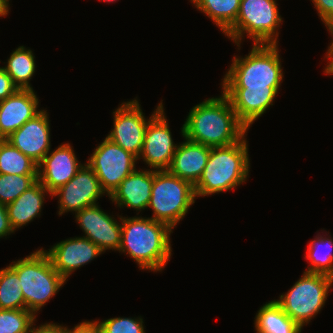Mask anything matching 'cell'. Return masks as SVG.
Segmentation results:
<instances>
[{"label":"cell","instance_id":"obj_1","mask_svg":"<svg viewBox=\"0 0 333 333\" xmlns=\"http://www.w3.org/2000/svg\"><path fill=\"white\" fill-rule=\"evenodd\" d=\"M191 108L181 127V135L189 141L210 148L239 142L249 130L237 117L230 100L221 92Z\"/></svg>","mask_w":333,"mask_h":333},{"label":"cell","instance_id":"obj_2","mask_svg":"<svg viewBox=\"0 0 333 333\" xmlns=\"http://www.w3.org/2000/svg\"><path fill=\"white\" fill-rule=\"evenodd\" d=\"M121 221V245L119 253H127L140 270L161 272L172 255L167 224L144 217H119Z\"/></svg>","mask_w":333,"mask_h":333},{"label":"cell","instance_id":"obj_3","mask_svg":"<svg viewBox=\"0 0 333 333\" xmlns=\"http://www.w3.org/2000/svg\"><path fill=\"white\" fill-rule=\"evenodd\" d=\"M222 89L280 88L283 80L278 44H253L245 57L234 55Z\"/></svg>","mask_w":333,"mask_h":333},{"label":"cell","instance_id":"obj_4","mask_svg":"<svg viewBox=\"0 0 333 333\" xmlns=\"http://www.w3.org/2000/svg\"><path fill=\"white\" fill-rule=\"evenodd\" d=\"M246 136L232 145L211 148L202 175L194 185L196 198L231 191L246 182L250 172Z\"/></svg>","mask_w":333,"mask_h":333},{"label":"cell","instance_id":"obj_5","mask_svg":"<svg viewBox=\"0 0 333 333\" xmlns=\"http://www.w3.org/2000/svg\"><path fill=\"white\" fill-rule=\"evenodd\" d=\"M9 267L18 275L26 309L35 316L66 283V280L53 268L43 248L12 262Z\"/></svg>","mask_w":333,"mask_h":333},{"label":"cell","instance_id":"obj_6","mask_svg":"<svg viewBox=\"0 0 333 333\" xmlns=\"http://www.w3.org/2000/svg\"><path fill=\"white\" fill-rule=\"evenodd\" d=\"M194 186L168 170H153V184L148 207L153 220L163 222L172 229L184 218L195 203Z\"/></svg>","mask_w":333,"mask_h":333},{"label":"cell","instance_id":"obj_7","mask_svg":"<svg viewBox=\"0 0 333 333\" xmlns=\"http://www.w3.org/2000/svg\"><path fill=\"white\" fill-rule=\"evenodd\" d=\"M277 5L276 0H241L236 22L224 35L238 47L245 34L253 44H278L282 17Z\"/></svg>","mask_w":333,"mask_h":333},{"label":"cell","instance_id":"obj_8","mask_svg":"<svg viewBox=\"0 0 333 333\" xmlns=\"http://www.w3.org/2000/svg\"><path fill=\"white\" fill-rule=\"evenodd\" d=\"M332 286L331 276L304 271L288 292L275 301L303 329L321 311Z\"/></svg>","mask_w":333,"mask_h":333},{"label":"cell","instance_id":"obj_9","mask_svg":"<svg viewBox=\"0 0 333 333\" xmlns=\"http://www.w3.org/2000/svg\"><path fill=\"white\" fill-rule=\"evenodd\" d=\"M138 158L105 138L98 144L87 164L95 172L102 189L109 197L121 181L136 170Z\"/></svg>","mask_w":333,"mask_h":333},{"label":"cell","instance_id":"obj_10","mask_svg":"<svg viewBox=\"0 0 333 333\" xmlns=\"http://www.w3.org/2000/svg\"><path fill=\"white\" fill-rule=\"evenodd\" d=\"M138 100L123 102L113 112V129L106 136L124 150L139 158L141 154L144 134L149 121L163 108L162 101L147 120L142 112Z\"/></svg>","mask_w":333,"mask_h":333},{"label":"cell","instance_id":"obj_11","mask_svg":"<svg viewBox=\"0 0 333 333\" xmlns=\"http://www.w3.org/2000/svg\"><path fill=\"white\" fill-rule=\"evenodd\" d=\"M104 194L106 193L95 172L85 163L70 181L52 193V197H58L60 216L65 212L76 213L85 207L96 205Z\"/></svg>","mask_w":333,"mask_h":333},{"label":"cell","instance_id":"obj_12","mask_svg":"<svg viewBox=\"0 0 333 333\" xmlns=\"http://www.w3.org/2000/svg\"><path fill=\"white\" fill-rule=\"evenodd\" d=\"M177 145L167 122L164 107L149 121L145 134L141 154L143 159L153 170H167L172 162Z\"/></svg>","mask_w":333,"mask_h":333},{"label":"cell","instance_id":"obj_13","mask_svg":"<svg viewBox=\"0 0 333 333\" xmlns=\"http://www.w3.org/2000/svg\"><path fill=\"white\" fill-rule=\"evenodd\" d=\"M75 219L84 237L91 240L103 252L118 251L121 245V223L104 212L98 204L85 207L75 213Z\"/></svg>","mask_w":333,"mask_h":333},{"label":"cell","instance_id":"obj_14","mask_svg":"<svg viewBox=\"0 0 333 333\" xmlns=\"http://www.w3.org/2000/svg\"><path fill=\"white\" fill-rule=\"evenodd\" d=\"M69 143L49 151L38 163L37 180L52 194L70 181L83 166ZM51 152V153H50Z\"/></svg>","mask_w":333,"mask_h":333},{"label":"cell","instance_id":"obj_15","mask_svg":"<svg viewBox=\"0 0 333 333\" xmlns=\"http://www.w3.org/2000/svg\"><path fill=\"white\" fill-rule=\"evenodd\" d=\"M53 268L67 281L75 270L104 253L86 237H75L56 243L45 250Z\"/></svg>","mask_w":333,"mask_h":333},{"label":"cell","instance_id":"obj_16","mask_svg":"<svg viewBox=\"0 0 333 333\" xmlns=\"http://www.w3.org/2000/svg\"><path fill=\"white\" fill-rule=\"evenodd\" d=\"M49 122L47 110L42 109L39 114L24 123L6 140L38 164L51 150Z\"/></svg>","mask_w":333,"mask_h":333},{"label":"cell","instance_id":"obj_17","mask_svg":"<svg viewBox=\"0 0 333 333\" xmlns=\"http://www.w3.org/2000/svg\"><path fill=\"white\" fill-rule=\"evenodd\" d=\"M38 107L39 99L33 89H18L0 101V139H6L39 114L42 109Z\"/></svg>","mask_w":333,"mask_h":333},{"label":"cell","instance_id":"obj_18","mask_svg":"<svg viewBox=\"0 0 333 333\" xmlns=\"http://www.w3.org/2000/svg\"><path fill=\"white\" fill-rule=\"evenodd\" d=\"M279 88L223 89L238 119L249 129L273 105Z\"/></svg>","mask_w":333,"mask_h":333},{"label":"cell","instance_id":"obj_19","mask_svg":"<svg viewBox=\"0 0 333 333\" xmlns=\"http://www.w3.org/2000/svg\"><path fill=\"white\" fill-rule=\"evenodd\" d=\"M153 184V169L135 170L124 178L109 196L118 207L142 211L148 208Z\"/></svg>","mask_w":333,"mask_h":333},{"label":"cell","instance_id":"obj_20","mask_svg":"<svg viewBox=\"0 0 333 333\" xmlns=\"http://www.w3.org/2000/svg\"><path fill=\"white\" fill-rule=\"evenodd\" d=\"M178 144L170 167L171 174L190 182L193 186L198 182L207 164L211 148L184 138Z\"/></svg>","mask_w":333,"mask_h":333},{"label":"cell","instance_id":"obj_21","mask_svg":"<svg viewBox=\"0 0 333 333\" xmlns=\"http://www.w3.org/2000/svg\"><path fill=\"white\" fill-rule=\"evenodd\" d=\"M52 194L37 180L12 203L6 205L10 225L14 232L34 218L40 217L45 194Z\"/></svg>","mask_w":333,"mask_h":333},{"label":"cell","instance_id":"obj_22","mask_svg":"<svg viewBox=\"0 0 333 333\" xmlns=\"http://www.w3.org/2000/svg\"><path fill=\"white\" fill-rule=\"evenodd\" d=\"M256 333H301L302 328L275 301L260 307L254 320Z\"/></svg>","mask_w":333,"mask_h":333},{"label":"cell","instance_id":"obj_23","mask_svg":"<svg viewBox=\"0 0 333 333\" xmlns=\"http://www.w3.org/2000/svg\"><path fill=\"white\" fill-rule=\"evenodd\" d=\"M6 64L2 68L18 89H33L30 79L35 74L36 63L32 50L19 46L11 53Z\"/></svg>","mask_w":333,"mask_h":333},{"label":"cell","instance_id":"obj_24","mask_svg":"<svg viewBox=\"0 0 333 333\" xmlns=\"http://www.w3.org/2000/svg\"><path fill=\"white\" fill-rule=\"evenodd\" d=\"M225 33L235 22L241 0H190Z\"/></svg>","mask_w":333,"mask_h":333},{"label":"cell","instance_id":"obj_25","mask_svg":"<svg viewBox=\"0 0 333 333\" xmlns=\"http://www.w3.org/2000/svg\"><path fill=\"white\" fill-rule=\"evenodd\" d=\"M318 235L308 244L305 259L310 265L305 272L325 274L333 278V239Z\"/></svg>","mask_w":333,"mask_h":333},{"label":"cell","instance_id":"obj_26","mask_svg":"<svg viewBox=\"0 0 333 333\" xmlns=\"http://www.w3.org/2000/svg\"><path fill=\"white\" fill-rule=\"evenodd\" d=\"M37 165L8 140L0 139V174L37 175Z\"/></svg>","mask_w":333,"mask_h":333},{"label":"cell","instance_id":"obj_27","mask_svg":"<svg viewBox=\"0 0 333 333\" xmlns=\"http://www.w3.org/2000/svg\"><path fill=\"white\" fill-rule=\"evenodd\" d=\"M18 275L9 267L0 270V309H26Z\"/></svg>","mask_w":333,"mask_h":333},{"label":"cell","instance_id":"obj_28","mask_svg":"<svg viewBox=\"0 0 333 333\" xmlns=\"http://www.w3.org/2000/svg\"><path fill=\"white\" fill-rule=\"evenodd\" d=\"M36 181L37 175L0 174V203H12Z\"/></svg>","mask_w":333,"mask_h":333},{"label":"cell","instance_id":"obj_29","mask_svg":"<svg viewBox=\"0 0 333 333\" xmlns=\"http://www.w3.org/2000/svg\"><path fill=\"white\" fill-rule=\"evenodd\" d=\"M35 320L27 309H0V333H28Z\"/></svg>","mask_w":333,"mask_h":333},{"label":"cell","instance_id":"obj_30","mask_svg":"<svg viewBox=\"0 0 333 333\" xmlns=\"http://www.w3.org/2000/svg\"><path fill=\"white\" fill-rule=\"evenodd\" d=\"M100 333H145L143 319L116 317L107 320L97 321Z\"/></svg>","mask_w":333,"mask_h":333},{"label":"cell","instance_id":"obj_31","mask_svg":"<svg viewBox=\"0 0 333 333\" xmlns=\"http://www.w3.org/2000/svg\"><path fill=\"white\" fill-rule=\"evenodd\" d=\"M324 25L333 20V0H311Z\"/></svg>","mask_w":333,"mask_h":333},{"label":"cell","instance_id":"obj_32","mask_svg":"<svg viewBox=\"0 0 333 333\" xmlns=\"http://www.w3.org/2000/svg\"><path fill=\"white\" fill-rule=\"evenodd\" d=\"M18 90L11 77L0 67V101L5 100Z\"/></svg>","mask_w":333,"mask_h":333},{"label":"cell","instance_id":"obj_33","mask_svg":"<svg viewBox=\"0 0 333 333\" xmlns=\"http://www.w3.org/2000/svg\"><path fill=\"white\" fill-rule=\"evenodd\" d=\"M64 333H100L96 321H83L74 326L73 329L64 327Z\"/></svg>","mask_w":333,"mask_h":333},{"label":"cell","instance_id":"obj_34","mask_svg":"<svg viewBox=\"0 0 333 333\" xmlns=\"http://www.w3.org/2000/svg\"><path fill=\"white\" fill-rule=\"evenodd\" d=\"M14 233L8 218L6 205L0 203V239Z\"/></svg>","mask_w":333,"mask_h":333},{"label":"cell","instance_id":"obj_35","mask_svg":"<svg viewBox=\"0 0 333 333\" xmlns=\"http://www.w3.org/2000/svg\"><path fill=\"white\" fill-rule=\"evenodd\" d=\"M28 333H64V326L53 322L41 324L39 327L33 324Z\"/></svg>","mask_w":333,"mask_h":333},{"label":"cell","instance_id":"obj_36","mask_svg":"<svg viewBox=\"0 0 333 333\" xmlns=\"http://www.w3.org/2000/svg\"><path fill=\"white\" fill-rule=\"evenodd\" d=\"M329 31V33L331 34V36H333V20H331L327 25H325ZM327 55L326 56V59H328L332 54H333V39L330 43V46H328V49H327Z\"/></svg>","mask_w":333,"mask_h":333},{"label":"cell","instance_id":"obj_37","mask_svg":"<svg viewBox=\"0 0 333 333\" xmlns=\"http://www.w3.org/2000/svg\"><path fill=\"white\" fill-rule=\"evenodd\" d=\"M9 1L0 0V17L6 16L9 13Z\"/></svg>","mask_w":333,"mask_h":333},{"label":"cell","instance_id":"obj_38","mask_svg":"<svg viewBox=\"0 0 333 333\" xmlns=\"http://www.w3.org/2000/svg\"><path fill=\"white\" fill-rule=\"evenodd\" d=\"M324 73L328 75H333V63L329 61L325 66Z\"/></svg>","mask_w":333,"mask_h":333},{"label":"cell","instance_id":"obj_39","mask_svg":"<svg viewBox=\"0 0 333 333\" xmlns=\"http://www.w3.org/2000/svg\"><path fill=\"white\" fill-rule=\"evenodd\" d=\"M102 1H104V2H108V3H110V2H116V0H102Z\"/></svg>","mask_w":333,"mask_h":333},{"label":"cell","instance_id":"obj_40","mask_svg":"<svg viewBox=\"0 0 333 333\" xmlns=\"http://www.w3.org/2000/svg\"><path fill=\"white\" fill-rule=\"evenodd\" d=\"M329 59L333 63V54L328 58V61H329Z\"/></svg>","mask_w":333,"mask_h":333}]
</instances>
